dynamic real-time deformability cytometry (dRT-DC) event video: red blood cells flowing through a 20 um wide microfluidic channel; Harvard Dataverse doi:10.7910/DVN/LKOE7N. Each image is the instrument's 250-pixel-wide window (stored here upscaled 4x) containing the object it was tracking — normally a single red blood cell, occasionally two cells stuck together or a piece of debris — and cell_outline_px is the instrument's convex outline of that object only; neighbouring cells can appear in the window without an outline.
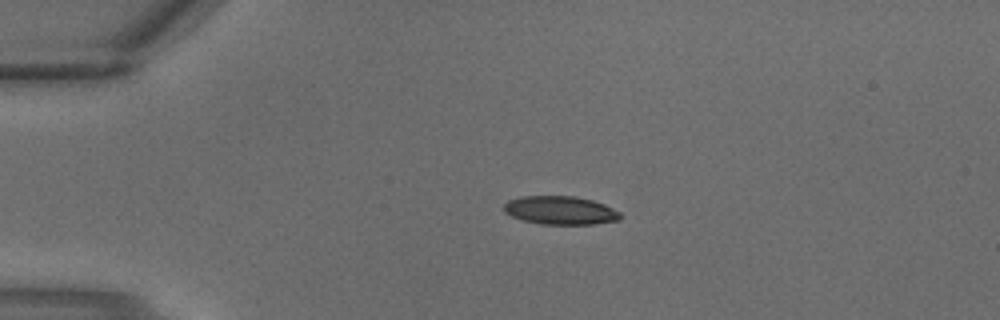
{"species": "common noctule bat (a hibernating species)", "species_latin": "Nyctalus noctula", "temperature_condition": "warm", "stored_images_in_passage": 1, "camera_frame_rate_fps": 3000, "um_per_image_px": 0.085, "animal": {"sex": "male", "body_mass_g": 18.8}, "frame": {"image": 1, "passage_image": 1, "time_ms": 0.0, "image_size_px": [1000, 320], "cell_outline_px": [[620, 220], [592, 224], [540, 224], [524, 220], [512, 216], [504, 212], [504, 204], [508, 200], [520, 196], [576, 196], [592, 200], [604, 204], [620, 212]], "centroid_in_image_um": [47.62, 17.87], "position_along_channel_um": 37.4, "area_um2": 19.25}}